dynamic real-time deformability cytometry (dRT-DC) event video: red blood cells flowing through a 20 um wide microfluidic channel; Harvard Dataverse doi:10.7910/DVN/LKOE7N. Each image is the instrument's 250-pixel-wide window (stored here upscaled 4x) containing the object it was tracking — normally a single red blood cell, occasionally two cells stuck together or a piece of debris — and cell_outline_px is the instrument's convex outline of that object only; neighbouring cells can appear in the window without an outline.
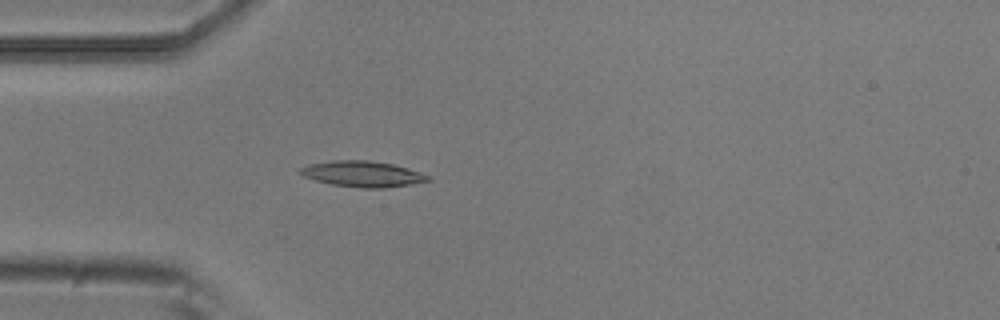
{"species": "common noctule bat (a hibernating species)", "species_latin": "Nyctalus noctula", "temperature_condition": "room temperature", "stored_images_in_passage": 5, "camera_frame_rate_fps": 3000, "um_per_image_px": 0.085, "animal": {"sex": "male", "body_mass_g": 20.5, "forearm_length_mm": 52.5}, "frame": {"image": 1, "passage_image": 5, "time_ms": 1.333, "image_size_px": [1000, 320], "cell_outline_px": [[432, 180], [384, 188], [360, 188], [332, 184], [316, 180], [304, 176], [300, 172], [300, 168], [308, 164], [332, 160], [368, 160], [392, 164], [408, 168], [432, 176]], "centroid_in_image_um": [30.84, 14.78], "position_along_channel_um": 54.2, "area_um2": 19.13}}